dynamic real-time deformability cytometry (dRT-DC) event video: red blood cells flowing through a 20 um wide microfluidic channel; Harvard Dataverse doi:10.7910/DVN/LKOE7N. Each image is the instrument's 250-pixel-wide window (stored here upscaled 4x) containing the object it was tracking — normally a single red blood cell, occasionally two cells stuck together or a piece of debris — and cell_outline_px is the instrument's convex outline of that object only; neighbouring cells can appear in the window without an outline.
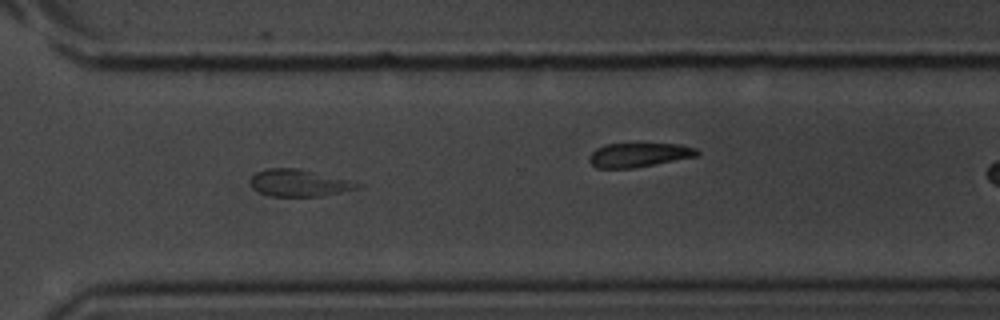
{"species": "common noctule bat (a hibernating species)", "species_latin": "Nyctalus noctula", "temperature_condition": "room temperature", "stored_images_in_passage": 27, "camera_frame_rate_fps": 3000, "um_per_image_px": 0.085, "animal": {"sex": "male", "body_mass_g": 20.1, "forearm_length_mm": 53.5}, "frame": {"image": 1, "passage_image": 16, "time_ms": 5.0, "image_size_px": [1000, 320], "cell_outline_px": [[364, 184], [360, 188], [320, 196], [272, 196], [260, 192], [252, 188], [248, 180], [256, 172], [268, 168], [292, 168], [312, 172], [348, 180]], "centroid_in_image_um": [25.38, 15.56], "position_along_channel_um": 345.2, "area_um2": 16.53}}